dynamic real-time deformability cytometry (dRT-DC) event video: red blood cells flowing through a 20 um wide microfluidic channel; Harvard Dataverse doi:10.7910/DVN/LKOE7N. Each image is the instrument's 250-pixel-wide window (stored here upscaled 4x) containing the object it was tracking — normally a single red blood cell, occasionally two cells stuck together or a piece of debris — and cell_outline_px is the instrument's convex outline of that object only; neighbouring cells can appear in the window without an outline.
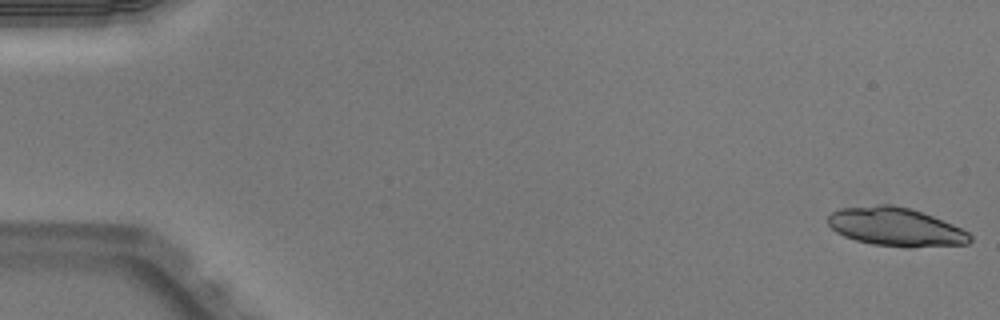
{"species": "Egyptian fruit bat (a non-hibernating species)", "species_latin": "Rousettus aegyptiacus", "temperature_condition": "warm", "stored_images_in_passage": 19, "camera_frame_rate_fps": 3000, "um_per_image_px": 0.085, "animal": {"sex": "male"}, "frame": {"image": 1, "passage_image": 1, "time_ms": 0.0, "image_size_px": [1000, 320], "cell_outline_px": [[972, 240], [968, 244], [912, 248], [908, 248], [872, 244], [856, 240], [844, 236], [836, 232], [828, 224], [828, 216], [832, 212], [840, 208], [880, 204], [892, 204], [908, 208], [932, 216], [952, 224], [968, 232], [972, 236]], "centroid_in_image_um": [76.14, 19.3], "position_along_channel_um": 8.9, "area_um2": 31.96}}